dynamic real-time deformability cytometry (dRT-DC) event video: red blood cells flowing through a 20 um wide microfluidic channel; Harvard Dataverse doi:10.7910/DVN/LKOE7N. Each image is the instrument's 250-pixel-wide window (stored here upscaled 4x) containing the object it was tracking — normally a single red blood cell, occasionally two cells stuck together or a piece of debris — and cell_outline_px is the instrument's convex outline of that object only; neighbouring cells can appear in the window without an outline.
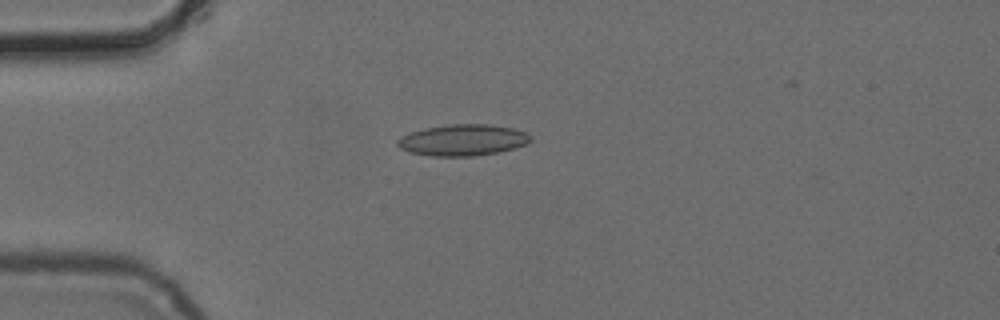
{"species": "common noctule bat (a hibernating species)", "species_latin": "Nyctalus noctula", "temperature_condition": "cold", "stored_images_in_passage": 6, "camera_frame_rate_fps": 3000, "um_per_image_px": 0.085, "animal": {"sex": "female", "body_mass_g": 24.6, "forearm_length_mm": 56.2}, "frame": {"image": 1, "passage_image": 4, "time_ms": 3.667, "image_size_px": [1000, 320], "cell_outline_px": [[532, 140], [524, 144], [512, 148], [496, 152], [472, 156], [432, 156], [412, 152], [400, 148], [396, 144], [396, 140], [400, 136], [424, 128], [448, 124], [488, 124], [512, 128], [524, 132], [532, 136]], "centroid_in_image_um": [39.3, 11.89], "position_along_channel_um": 45.7, "area_um2": 24.04}}
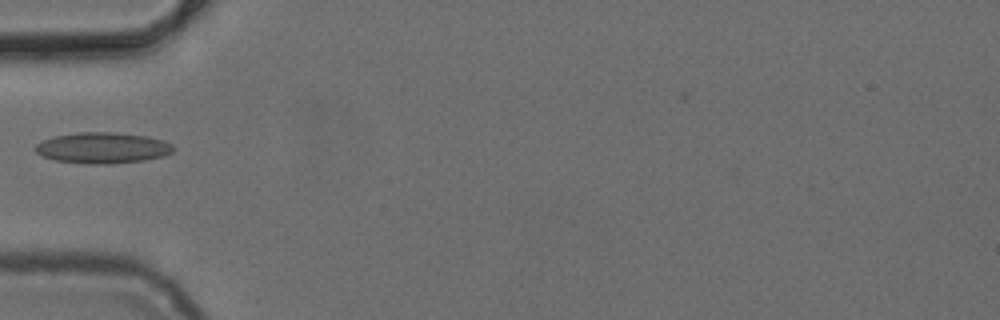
{"frame": {"image": 2, "passage_image": 5, "time_ms": 5.0, "image_size_px": [1000, 320], "cell_outline_px": [[172, 152], [164, 156], [144, 160], [112, 164], [84, 164], [56, 160], [40, 156], [32, 148], [36, 144], [44, 140], [56, 136], [80, 132], [112, 132], [148, 136], [164, 140], [172, 144]], "centroid_in_image_um": [8.7, 12.58], "position_along_channel_um": 76.3, "area_um2": 25.03}}
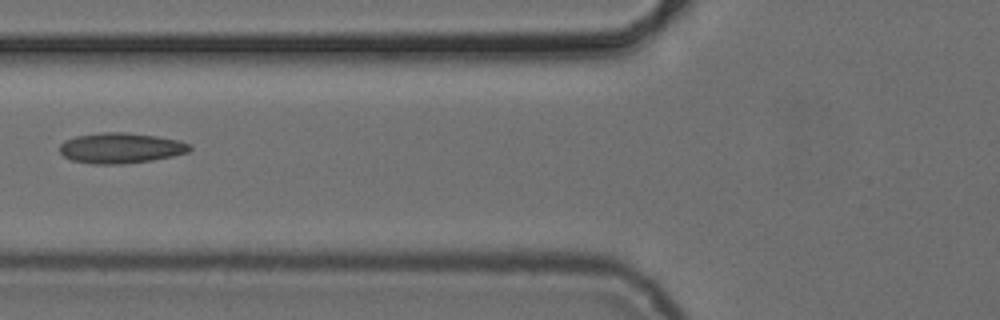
{"frame": {"image": 3, "passage_image": 6, "time_ms": 6.0, "image_size_px": [1000, 320], "cell_outline_px": [[192, 148], [188, 152], [172, 156], [152, 160], [124, 164], [92, 164], [72, 160], [64, 156], [60, 152], [60, 144], [64, 140], [76, 136], [100, 132], [124, 132], [156, 136], [180, 140], [192, 144]], "centroid_in_image_um": [10.27, 12.58], "position_along_channel_um": 115.5, "area_um2": 23.24}}